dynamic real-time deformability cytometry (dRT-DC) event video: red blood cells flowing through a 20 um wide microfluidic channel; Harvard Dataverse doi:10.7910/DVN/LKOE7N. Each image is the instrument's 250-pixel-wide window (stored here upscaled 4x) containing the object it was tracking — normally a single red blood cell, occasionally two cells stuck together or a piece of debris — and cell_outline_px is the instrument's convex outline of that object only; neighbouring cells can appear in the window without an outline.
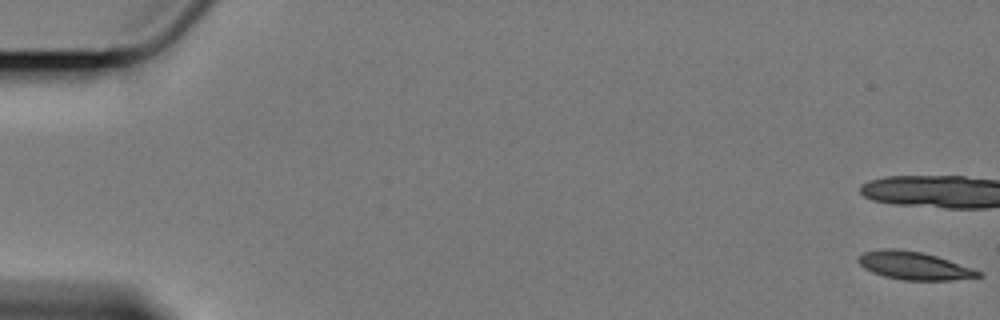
{"species": "Egyptian fruit bat (a non-hibernating species)", "species_latin": "Rousettus aegyptiacus", "temperature_condition": "cold", "stored_images_in_passage": 16, "camera_frame_rate_fps": 3000, "um_per_image_px": 0.085, "animal": {"sex": "female"}, "frame": {"image": 1, "passage_image": 1, "time_ms": 0.0, "image_size_px": [1000, 320], "cell_outline_px": [[984, 276], [952, 280], [904, 280], [884, 276], [872, 272], [864, 268], [856, 260], [856, 256], [864, 252], [880, 248], [896, 248], [920, 252], [936, 256], [984, 272]], "centroid_in_image_um": [77.67, 22.58], "position_along_channel_um": 7.3, "area_um2": 19.65}}